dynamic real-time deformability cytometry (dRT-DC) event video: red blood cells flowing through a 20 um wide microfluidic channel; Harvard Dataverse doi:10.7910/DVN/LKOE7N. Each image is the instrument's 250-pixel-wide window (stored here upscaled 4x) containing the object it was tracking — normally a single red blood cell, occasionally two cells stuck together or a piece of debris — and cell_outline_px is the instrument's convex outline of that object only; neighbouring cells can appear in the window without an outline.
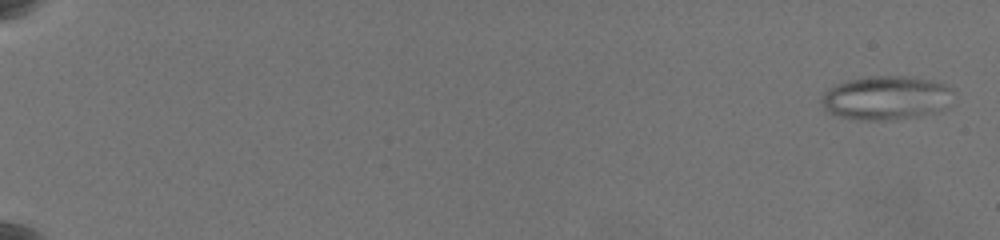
{"species": "common noctule bat (a hibernating species)", "species_latin": "Nyctalus noctula", "temperature_condition": "warm", "stored_images_in_passage": 11, "camera_frame_rate_fps": 3000, "um_per_image_px": 0.085, "animal": {"sex": "female", "body_mass_g": 19.5, "forearm_length_mm": 54.1}, "frame": {"image": 1, "passage_image": 1, "time_ms": 0.0, "image_size_px": [1000, 240], "cell_outline_px": [[952, 88], [936, 112], [920, 116], [884, 120], [864, 120], [840, 116], [828, 112], [824, 108], [824, 92], [828, 88], [852, 80], [876, 76], [900, 76], [924, 80], [944, 84]], "centroid_in_image_um": [75.23, 8.33], "position_along_channel_um": 9.8, "area_um2": 32.08}}
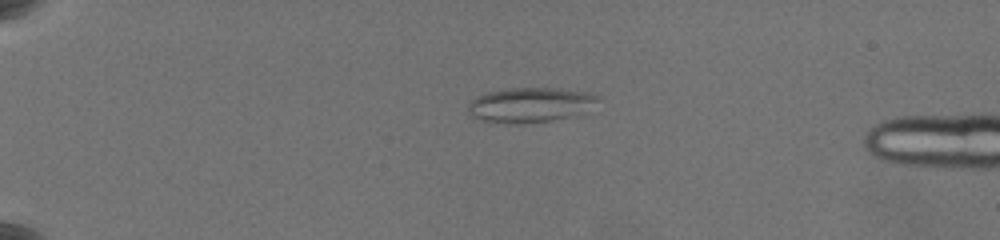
{"frame": {"image": 2, "passage_image": 8, "time_ms": 2.333, "image_size_px": [1000, 240], "cell_outline_px": [[596, 100], [568, 116], [548, 120], [520, 124], [480, 120], [472, 116], [468, 108], [468, 104], [472, 100], [488, 92], [512, 88], [552, 88], [584, 92], [596, 96]], "centroid_in_image_um": [44.9, 8.91], "position_along_channel_um": 40.1, "area_um2": 24.85}}